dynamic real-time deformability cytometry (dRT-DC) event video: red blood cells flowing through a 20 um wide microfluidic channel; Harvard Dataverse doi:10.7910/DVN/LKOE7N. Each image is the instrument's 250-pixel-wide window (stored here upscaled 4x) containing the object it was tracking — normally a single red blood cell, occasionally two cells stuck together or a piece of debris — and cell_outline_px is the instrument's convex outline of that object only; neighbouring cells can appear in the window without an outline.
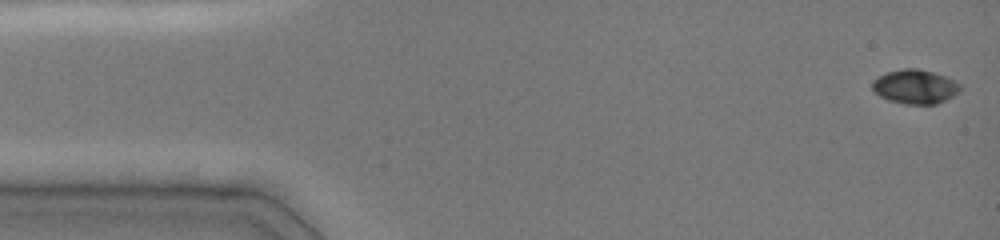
{"species": "common noctule bat (a hibernating species)", "species_latin": "Nyctalus noctula", "temperature_condition": "cold", "stored_images_in_passage": 47, "camera_frame_rate_fps": 3000, "um_per_image_px": 0.085, "animal": {"sex": "female", "body_mass_g": 19.0, "forearm_length_mm": 51.5}, "frame": {"image": 1, "passage_image": 1, "time_ms": 0.0, "image_size_px": [1000, 240], "cell_outline_px": [[960, 92], [936, 104], [904, 104], [888, 100], [880, 96], [872, 88], [872, 80], [888, 72], [904, 68], [916, 68], [932, 72], [956, 80], [960, 84]], "centroid_in_image_um": [77.79, 7.37], "position_along_channel_um": 7.2, "area_um2": 17.4}}
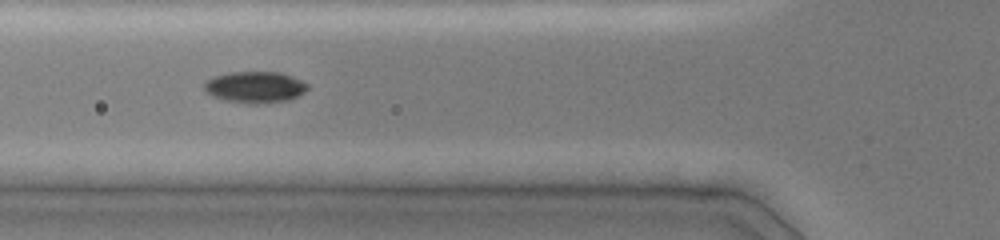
{"frame": {"image": 2, "passage_image": 17, "time_ms": 5.333, "image_size_px": [1000, 240], "cell_outline_px": [[308, 88], [304, 92], [288, 100], [264, 104], [248, 104], [228, 100], [212, 96], [204, 92], [204, 84], [212, 76], [228, 72], [280, 72], [292, 76], [308, 84]], "centroid_in_image_um": [21.66, 7.4], "position_along_channel_um": 104.1, "area_um2": 19.02}}
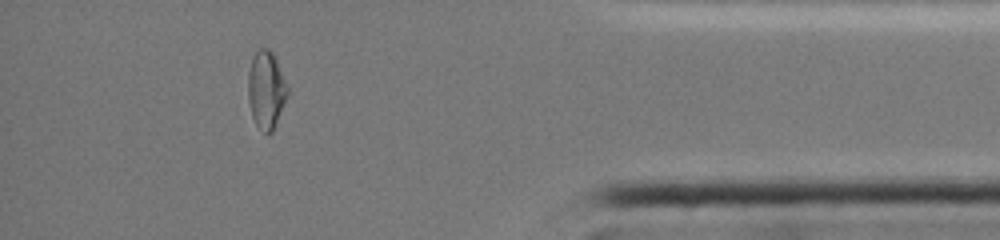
{"frame": {"image": 3, "passage_image": 42, "time_ms": 13.667, "image_size_px": [1000, 240], "cell_outline_px": [[288, 96], [272, 132], [264, 132], [256, 124], [252, 116], [248, 100], [248, 72], [252, 60], [256, 52], [260, 48], [268, 48], [272, 52], [276, 60], [288, 88]], "centroid_in_image_um": [22.62, 7.64], "position_along_channel_um": 412.6, "area_um2": 17.57}}